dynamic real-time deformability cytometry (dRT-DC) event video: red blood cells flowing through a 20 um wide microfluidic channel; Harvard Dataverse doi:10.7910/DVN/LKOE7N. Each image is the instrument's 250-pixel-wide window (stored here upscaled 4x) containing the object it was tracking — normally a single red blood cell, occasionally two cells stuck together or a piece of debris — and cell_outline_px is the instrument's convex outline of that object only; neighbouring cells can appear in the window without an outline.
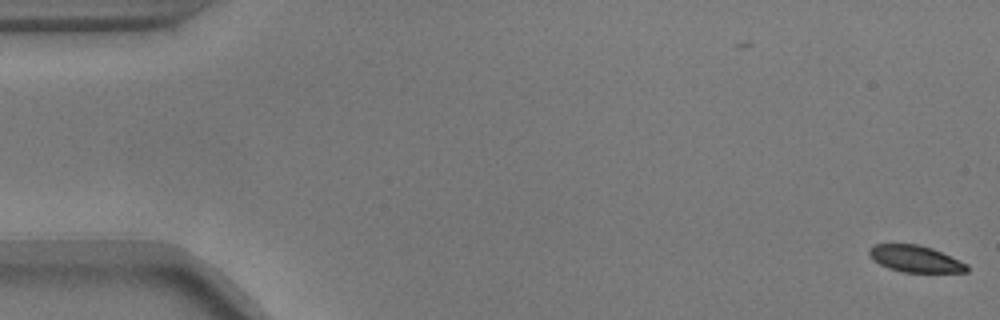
{"species": "common noctule bat (a hibernating species)", "species_latin": "Nyctalus noctula", "temperature_condition": "warm", "stored_images_in_passage": 2, "camera_frame_rate_fps": 3000, "um_per_image_px": 0.085, "animal": {"sex": "male", "body_mass_g": 17.9}, "frame": {"image": 1, "passage_image": 2, "time_ms": 0.333, "image_size_px": [1000, 320], "cell_outline_px": [[968, 272], [900, 272], [888, 268], [872, 260], [868, 252], [868, 248], [872, 244], [916, 244], [932, 248], [968, 264]], "centroid_in_image_um": [77.76, 22.0], "position_along_channel_um": 7.2, "area_um2": 15.26}}